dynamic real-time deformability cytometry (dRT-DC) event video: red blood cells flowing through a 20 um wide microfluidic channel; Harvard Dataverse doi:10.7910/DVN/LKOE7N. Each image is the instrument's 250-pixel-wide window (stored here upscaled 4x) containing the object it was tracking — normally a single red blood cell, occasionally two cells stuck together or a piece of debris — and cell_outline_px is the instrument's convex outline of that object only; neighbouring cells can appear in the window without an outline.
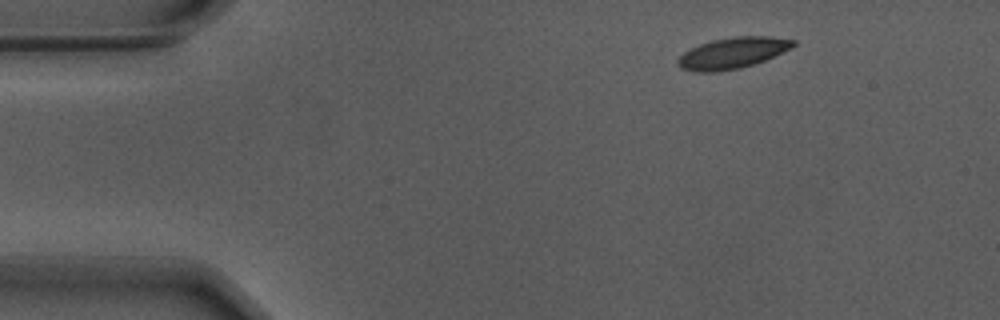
{"species": "Egyptian fruit bat (a non-hibernating species)", "species_latin": "Rousettus aegyptiacus", "temperature_condition": "warm", "stored_images_in_passage": 49, "camera_frame_rate_fps": 3000, "um_per_image_px": 0.085, "animal": {"sex": "male"}, "frame": {"image": 1, "passage_image": 1, "time_ms": 0.0, "image_size_px": [1000, 320], "cell_outline_px": [[796, 44], [792, 48], [764, 60], [740, 68], [716, 72], [696, 72], [680, 68], [676, 60], [684, 52], [700, 44], [712, 40], [732, 36], [772, 36], [796, 40]], "centroid_in_image_um": [62.27, 4.5], "position_along_channel_um": 22.7, "area_um2": 20.92}}
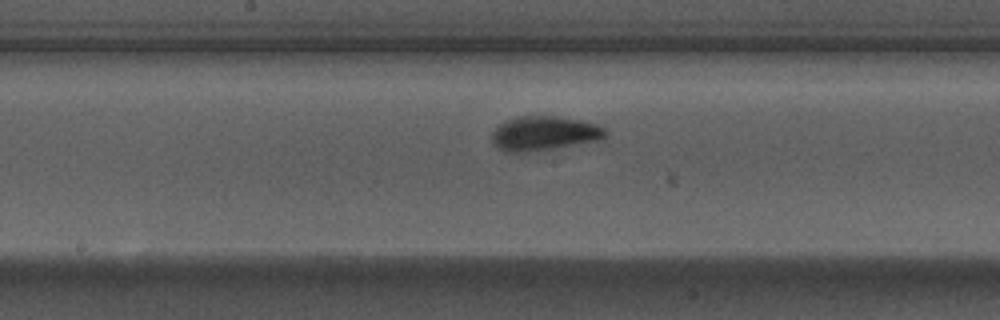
{"frame": {"image": 2, "passage_image": 22, "time_ms": 7.0, "image_size_px": [1000, 320], "cell_outline_px": [[608, 136], [600, 140], [528, 152], [504, 152], [496, 148], [492, 140], [492, 132], [500, 124], [516, 116], [560, 116], [580, 120], [596, 124], [604, 128], [608, 132]], "centroid_in_image_um": [46.25, 11.33], "position_along_channel_um": 201.9, "area_um2": 22.77}}
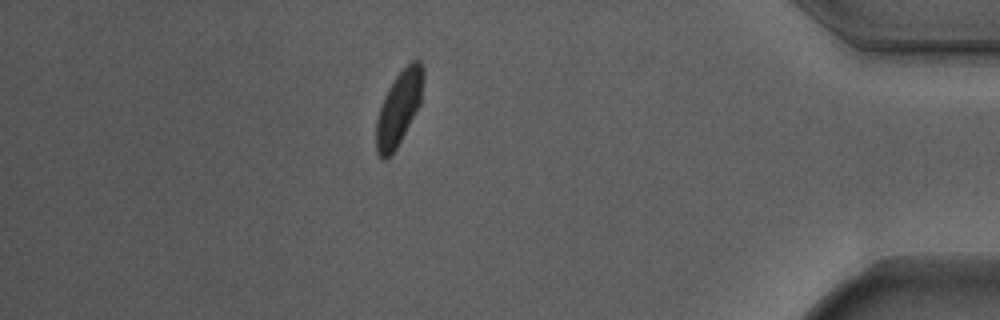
{"frame": {"image": 3, "passage_image": 42, "time_ms": 13.667, "image_size_px": [1000, 320], "cell_outline_px": [[424, 76], [420, 104], [396, 148], [384, 160], [376, 152], [376, 120], [384, 96], [388, 88], [396, 76], [412, 60], [420, 60], [424, 68]], "centroid_in_image_um": [33.91, 9.15], "position_along_channel_um": 401.3, "area_um2": 20.0}, "authors_computed_cell_mechanics": {"area_um2": 21.097, "velocity_mm_per_s": 3.6748, "shape_relaxation_time_tau1_ms": 4.773, "shape_relaxation_time_tau2_ms": 0.8137, "deformation_change_tau1": 0.168, "deformation_change_tau2": 0.0518}}